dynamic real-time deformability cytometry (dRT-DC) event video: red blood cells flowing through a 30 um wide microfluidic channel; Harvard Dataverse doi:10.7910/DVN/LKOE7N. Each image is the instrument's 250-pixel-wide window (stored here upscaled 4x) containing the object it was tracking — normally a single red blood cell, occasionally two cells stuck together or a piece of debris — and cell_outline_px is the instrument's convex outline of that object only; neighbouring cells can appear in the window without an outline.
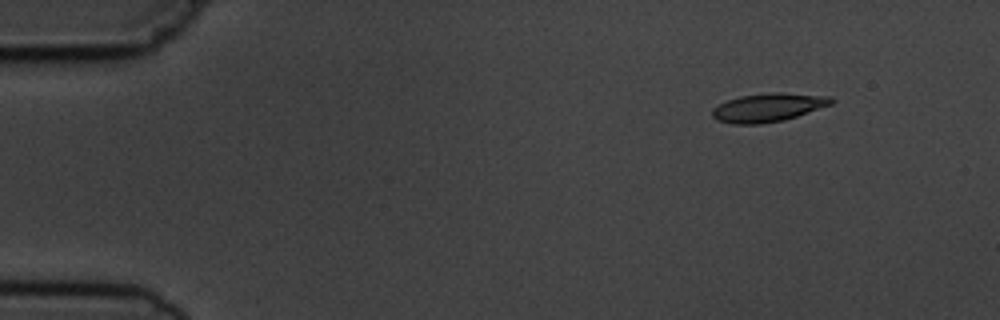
{"species": "common noctule bat (a hibernating species)", "species_latin": "Nyctalus noctula", "temperature_condition": "cold", "stored_images_in_passage": 6, "segment_of_instrument_passage": [2, 2], "camera_frame_rate_fps": 3000, "um_per_image_px": 0.085, "animal": {"sex": "male", "body_mass_g": 19.5, "forearm_length_mm": 54.6}, "frame": {"image": 1, "passage_image": 6, "time_ms": 6.667, "image_size_px": [1000, 320], "cell_outline_px": [[836, 100], [832, 104], [784, 120], [760, 124], [732, 124], [716, 120], [712, 116], [712, 108], [728, 100], [740, 96], [776, 92], [780, 92], [832, 96]], "centroid_in_image_um": [65.31, 9.13], "position_along_channel_um": 19.7, "area_um2": 19.77}}